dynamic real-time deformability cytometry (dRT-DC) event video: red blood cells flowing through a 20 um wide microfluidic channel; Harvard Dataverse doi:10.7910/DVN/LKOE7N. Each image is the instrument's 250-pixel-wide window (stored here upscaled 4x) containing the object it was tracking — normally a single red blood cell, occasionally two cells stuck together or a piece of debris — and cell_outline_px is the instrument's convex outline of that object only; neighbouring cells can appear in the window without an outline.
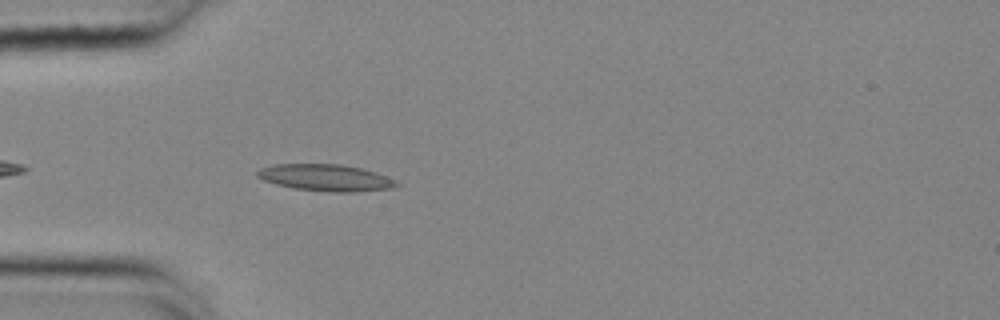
{"species": "common noctule bat (a hibernating species)", "species_latin": "Nyctalus noctula", "temperature_condition": "cold", "stored_images_in_passage": 19, "camera_frame_rate_fps": 3000, "um_per_image_px": 0.085, "animal": {"sex": "female", "body_mass_g": 25.1}, "frame": {"image": 1, "passage_image": 4, "time_ms": 1.0, "image_size_px": [1000, 320], "cell_outline_px": [[400, 184], [396, 188], [356, 192], [328, 192], [296, 188], [276, 184], [264, 180], [256, 176], [256, 172], [260, 168], [272, 164], [340, 164], [360, 168], [396, 180]], "centroid_in_image_um": [27.68, 15.11], "position_along_channel_um": 57.3, "area_um2": 21.62}}
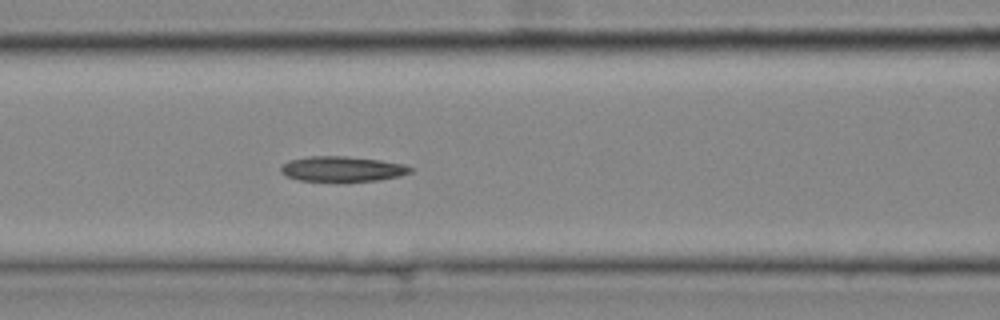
{"frame": {"image": 2, "passage_image": 11, "time_ms": 3.333, "image_size_px": [1000, 320], "cell_outline_px": [[412, 172], [400, 176], [376, 180], [336, 184], [300, 180], [288, 176], [280, 172], [280, 168], [288, 160], [308, 156], [344, 156], [380, 160], [404, 164], [412, 168]], "centroid_in_image_um": [29.07, 14.4], "position_along_channel_um": 137.5, "area_um2": 19.71}}
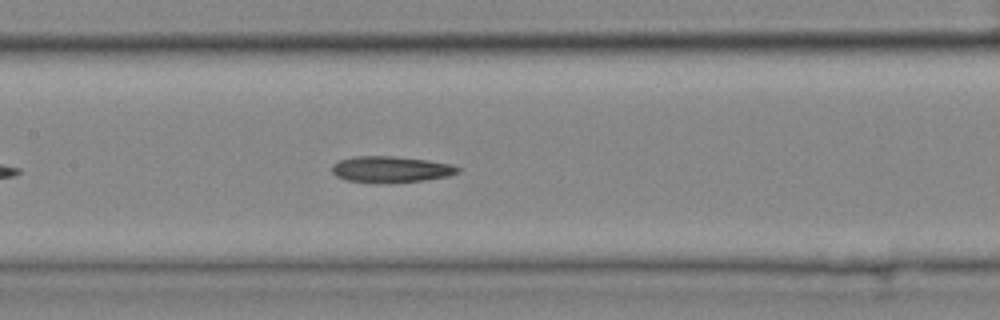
{"frame": {"image": 3, "passage_image": 14, "time_ms": 4.333, "image_size_px": [1000, 320], "cell_outline_px": [[460, 172], [448, 176], [424, 180], [348, 180], [336, 176], [332, 172], [332, 164], [340, 160], [352, 156], [392, 156], [428, 160], [452, 164], [460, 168]], "centroid_in_image_um": [33.25, 14.34], "position_along_channel_um": 174.1, "area_um2": 18.32}}